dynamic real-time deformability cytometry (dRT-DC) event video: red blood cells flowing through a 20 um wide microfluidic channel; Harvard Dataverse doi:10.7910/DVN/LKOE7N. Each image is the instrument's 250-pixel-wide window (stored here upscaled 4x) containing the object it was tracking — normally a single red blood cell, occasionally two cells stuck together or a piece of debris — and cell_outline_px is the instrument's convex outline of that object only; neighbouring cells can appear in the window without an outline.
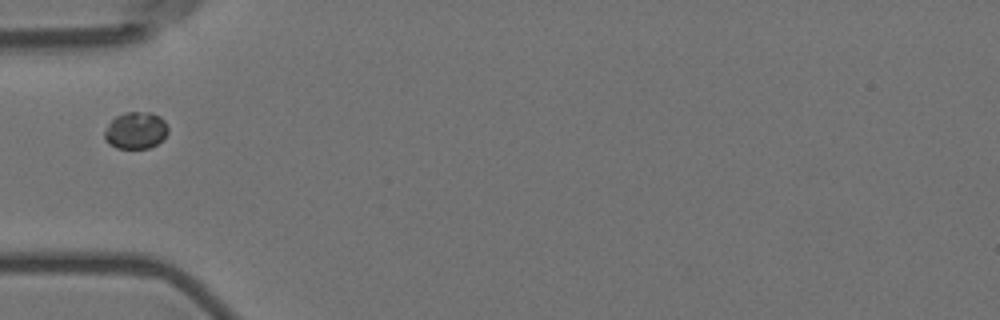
{"species": "Egyptian fruit bat (a non-hibernating species)", "species_latin": "Rousettus aegyptiacus", "temperature_condition": "room temperature", "stored_images_in_passage": 39, "camera_frame_rate_fps": 3000, "um_per_image_px": 0.085, "animal": {"sex": "female"}, "frame": {"image": 1, "passage_image": 1, "time_ms": 0.0, "image_size_px": [1000, 320], "cell_outline_px": [[168, 132], [156, 144], [148, 148], [116, 148], [108, 144], [104, 140], [104, 132], [108, 124], [116, 116], [124, 112], [152, 112], [160, 116], [164, 120], [168, 128]], "centroid_in_image_um": [11.51, 11.08], "position_along_channel_um": 73.5, "area_um2": 13.7}}
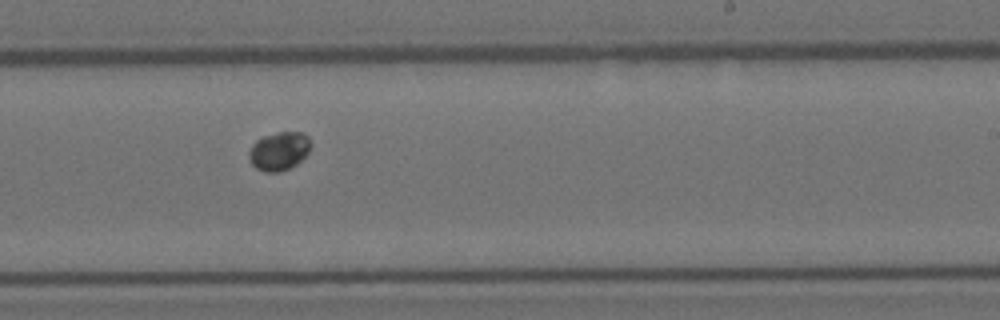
{"frame": {"image": 2, "passage_image": 17, "time_ms": 5.333, "image_size_px": [1000, 320], "cell_outline_px": [[312, 144], [308, 152], [296, 164], [280, 172], [264, 172], [256, 168], [248, 160], [248, 152], [252, 144], [256, 140], [264, 136], [276, 132], [304, 132], [308, 136]], "centroid_in_image_um": [23.7, 12.83], "position_along_channel_um": 265.3, "area_um2": 13.99}}
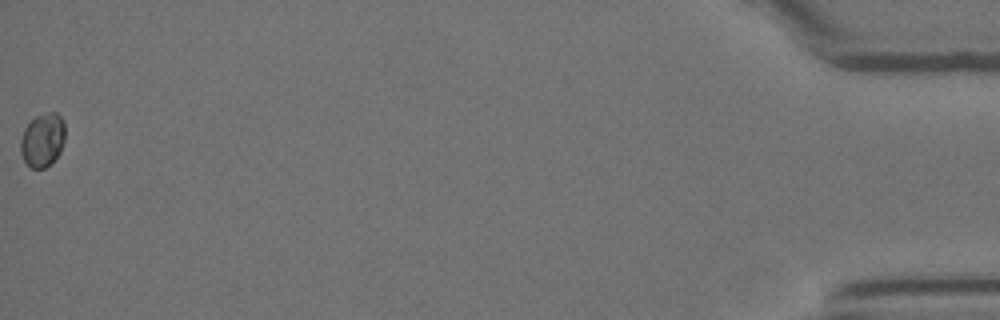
{"frame": {"image": 3, "passage_image": 39, "time_ms": 12.667, "image_size_px": [1000, 320], "cell_outline_px": [[64, 140], [60, 152], [44, 168], [32, 168], [24, 160], [20, 152], [20, 140], [24, 128], [36, 116], [48, 112], [56, 112], [64, 120]], "centroid_in_image_um": [3.61, 11.87], "position_along_channel_um": 431.6, "area_um2": 13.76}}